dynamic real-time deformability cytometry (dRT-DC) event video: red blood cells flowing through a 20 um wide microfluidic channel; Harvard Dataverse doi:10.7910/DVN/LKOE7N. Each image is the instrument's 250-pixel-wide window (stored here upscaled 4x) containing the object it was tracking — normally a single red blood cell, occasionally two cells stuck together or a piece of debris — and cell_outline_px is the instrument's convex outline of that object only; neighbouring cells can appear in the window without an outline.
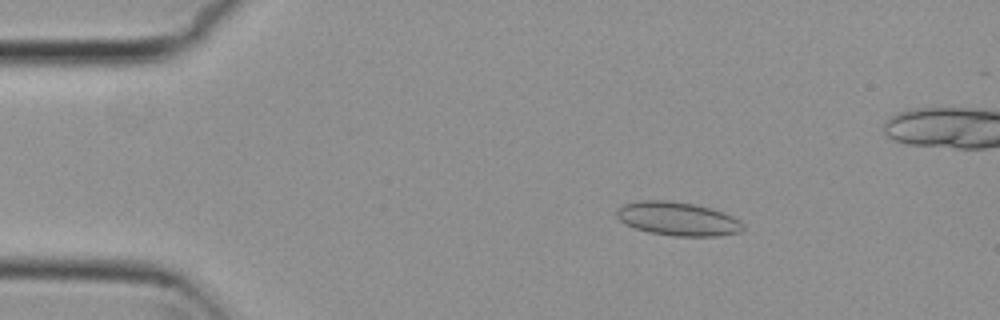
{"species": "common noctule bat (a hibernating species)", "species_latin": "Nyctalus noctula", "temperature_condition": "cold", "stored_images_in_passage": 51, "camera_frame_rate_fps": 3000, "um_per_image_px": 0.085, "animal": {"sex": "female", "body_mass_g": 29.2, "forearm_length_mm": 56.3}, "frame": {"image": 1, "passage_image": 8, "time_ms": 2.333, "image_size_px": [1000, 320], "cell_outline_px": [[744, 228], [740, 232], [720, 236], [672, 236], [648, 232], [624, 224], [616, 216], [616, 208], [624, 204], [644, 200], [664, 200], [696, 204], [732, 216], [740, 220], [744, 224]], "centroid_in_image_um": [57.59, 18.61], "position_along_channel_um": 27.4, "area_um2": 24.8}}
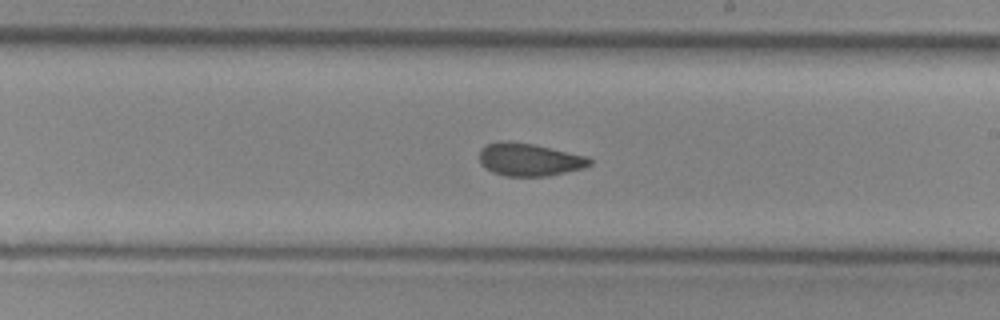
{"frame": {"image": 2, "passage_image": 30, "time_ms": 9.667, "image_size_px": [1000, 320], "cell_outline_px": [[592, 164], [584, 168], [548, 176], [504, 176], [492, 172], [484, 168], [480, 164], [480, 148], [488, 144], [500, 140], [508, 140], [532, 144], [588, 156], [592, 160]], "centroid_in_image_um": [44.98, 13.56], "position_along_channel_um": 244.0, "area_um2": 21.27}}
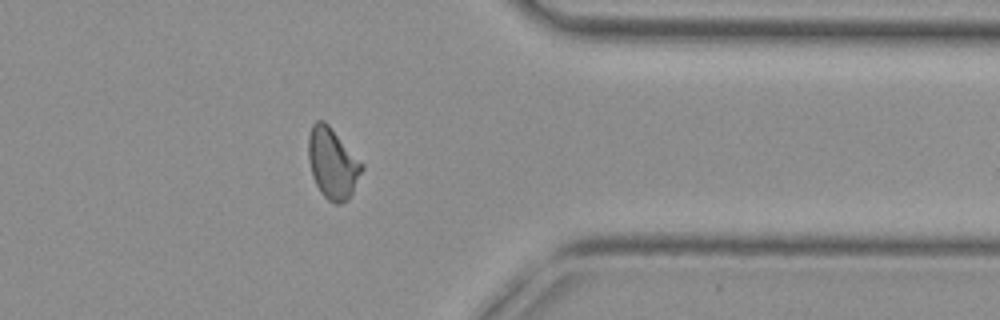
{"frame": {"image": 3, "passage_image": 42, "time_ms": 13.667, "image_size_px": [1000, 320], "cell_outline_px": [[364, 168], [348, 200], [340, 204], [336, 204], [328, 200], [320, 192], [312, 176], [308, 160], [308, 136], [312, 124], [316, 120], [324, 120], [328, 124], [364, 164]], "centroid_in_image_um": [28.26, 13.88], "position_along_channel_um": 383.1, "area_um2": 22.14}, "authors_computed_cell_mechanics": {"area_um2": 21.675, "velocity_mm_per_s": 3.797, "shape_relaxation_time_tau1_ms": 8.7241, "shape_relaxation_time_tau2_ms": 2.4165, "deformation_change_tau1": 0.1502, "deformation_change_tau2": 0.0878}}